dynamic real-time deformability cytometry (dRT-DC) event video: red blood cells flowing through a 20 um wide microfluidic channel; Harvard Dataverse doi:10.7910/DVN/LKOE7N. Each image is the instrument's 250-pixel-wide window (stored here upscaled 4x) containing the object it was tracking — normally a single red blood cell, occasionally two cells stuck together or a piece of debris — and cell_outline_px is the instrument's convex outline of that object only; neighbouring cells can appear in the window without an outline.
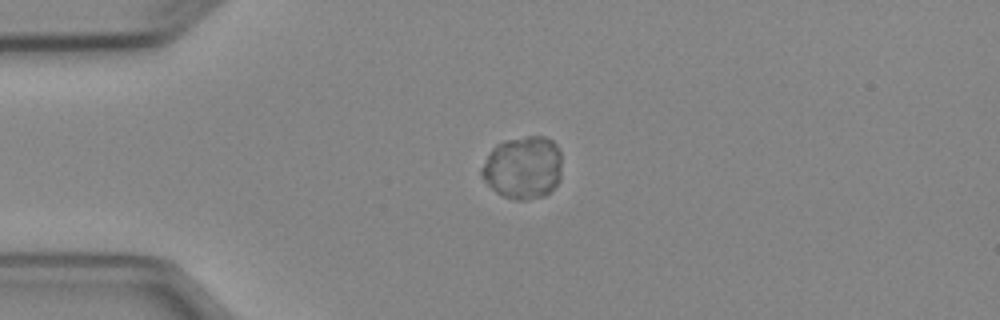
{"species": "Egyptian fruit bat (a non-hibernating species)", "species_latin": "Rousettus aegyptiacus", "temperature_condition": "cold", "stored_images_in_passage": 2, "camera_frame_rate_fps": 3000, "um_per_image_px": 0.085, "animal": {"sex": "female"}, "frame": {"image": 1, "passage_image": 1, "time_ms": 0.0, "image_size_px": [1000, 320], "cell_outline_px": [[560, 180], [544, 196], [528, 200], [516, 200], [504, 196], [496, 192], [480, 176], [480, 168], [488, 152], [496, 144], [504, 140], [528, 136], [544, 136], [552, 140], [556, 144], [560, 152]], "centroid_in_image_um": [44.42, 14.23], "position_along_channel_um": 40.6, "area_um2": 29.59}}